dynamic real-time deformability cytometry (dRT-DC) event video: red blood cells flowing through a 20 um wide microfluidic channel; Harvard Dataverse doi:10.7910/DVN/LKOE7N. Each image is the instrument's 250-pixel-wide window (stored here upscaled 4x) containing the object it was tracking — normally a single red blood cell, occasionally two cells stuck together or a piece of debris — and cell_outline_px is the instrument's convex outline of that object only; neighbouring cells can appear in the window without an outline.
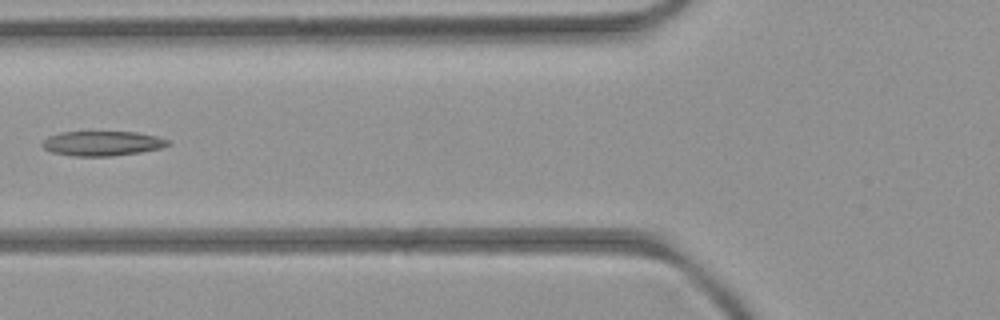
{"species": "common noctule bat (a hibernating species)", "species_latin": "Nyctalus noctula", "temperature_condition": "room temperature", "stored_images_in_passage": 4, "camera_frame_rate_fps": 3000, "um_per_image_px": 0.085, "animal": {"sex": "female", "body_mass_g": 21.9}, "frame": {"image": 1, "passage_image": 4, "time_ms": 3.333, "image_size_px": [1000, 320], "cell_outline_px": [[172, 144], [160, 148], [140, 152], [112, 156], [72, 156], [52, 152], [44, 148], [40, 144], [48, 136], [60, 132], [136, 132], [156, 136], [168, 140]], "centroid_in_image_um": [8.68, 12.19], "position_along_channel_um": 117.1, "area_um2": 18.09}}